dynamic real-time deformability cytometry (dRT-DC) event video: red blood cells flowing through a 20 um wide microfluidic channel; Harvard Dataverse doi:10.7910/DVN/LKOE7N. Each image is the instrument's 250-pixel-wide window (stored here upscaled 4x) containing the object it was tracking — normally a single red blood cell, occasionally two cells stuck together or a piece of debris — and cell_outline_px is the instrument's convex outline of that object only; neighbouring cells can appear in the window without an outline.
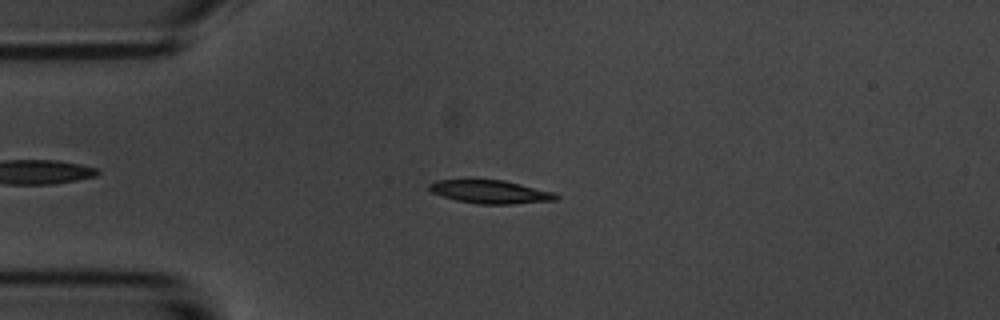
{"species": "common noctule bat (a hibernating species)", "species_latin": "Nyctalus noctula", "temperature_condition": "room temperature", "stored_images_in_passage": 55, "camera_frame_rate_fps": 3000, "um_per_image_px": 0.085, "animal": {"sex": "male", "body_mass_g": 20.1, "forearm_length_mm": 53.5}, "frame": {"image": 1, "passage_image": 13, "time_ms": 4.0, "image_size_px": [1000, 320], "cell_outline_px": [[560, 196], [556, 200], [512, 204], [480, 204], [456, 200], [432, 192], [428, 188], [428, 184], [436, 180], [468, 176], [472, 176], [504, 180], [556, 192]], "centroid_in_image_um": [41.63, 16.24], "position_along_channel_um": 43.4, "area_um2": 18.21}}
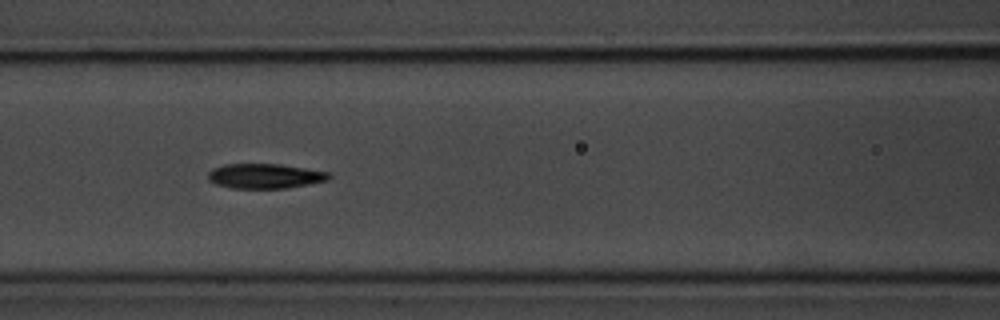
{"frame": {"image": 2, "passage_image": 23, "time_ms": 7.333, "image_size_px": [1000, 320], "cell_outline_px": [[332, 176], [328, 180], [288, 188], [232, 188], [216, 184], [208, 180], [208, 172], [212, 168], [224, 164], [280, 164], [328, 172]], "centroid_in_image_um": [22.5, 14.96], "position_along_channel_um": 144.1, "area_um2": 17.46}}
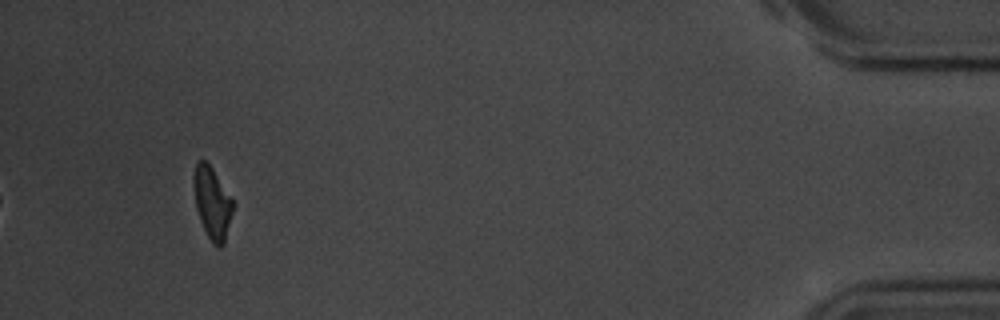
{"frame": {"image": 3, "passage_image": 52, "time_ms": 17.0, "image_size_px": [1000, 320], "cell_outline_px": [[232, 212], [224, 244], [220, 248], [216, 248], [212, 244], [200, 220], [196, 208], [192, 180], [192, 176], [196, 160], [204, 160], [212, 168], [232, 200]], "centroid_in_image_um": [17.99, 17.24], "position_along_channel_um": 417.2, "area_um2": 16.3}, "authors_computed_cell_mechanics": {"area_um2": 17.4556, "velocity_mm_per_s": 3.5652, "shape_relaxation_time_tau1_ms": 2.4764, "shape_relaxation_time_tau2_ms": 4.7577, "deformation_change_tau1": 0.1633, "deformation_change_tau2": 0.1281}}